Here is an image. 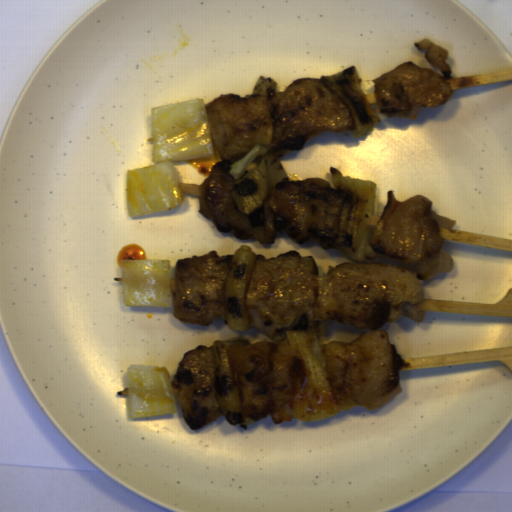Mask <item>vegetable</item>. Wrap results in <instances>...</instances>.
I'll return each mask as SVG.
<instances>
[{
	"label": "vegetable",
	"mask_w": 512,
	"mask_h": 512,
	"mask_svg": "<svg viewBox=\"0 0 512 512\" xmlns=\"http://www.w3.org/2000/svg\"><path fill=\"white\" fill-rule=\"evenodd\" d=\"M228 172L234 178L230 195L238 209L252 225L253 236L265 244L276 241L274 216L268 205V195L288 175L281 165L280 155L273 146L253 144L251 149L228 160Z\"/></svg>",
	"instance_id": "vegetable-3"
},
{
	"label": "vegetable",
	"mask_w": 512,
	"mask_h": 512,
	"mask_svg": "<svg viewBox=\"0 0 512 512\" xmlns=\"http://www.w3.org/2000/svg\"><path fill=\"white\" fill-rule=\"evenodd\" d=\"M123 305L171 308V261L159 258L121 260Z\"/></svg>",
	"instance_id": "vegetable-5"
},
{
	"label": "vegetable",
	"mask_w": 512,
	"mask_h": 512,
	"mask_svg": "<svg viewBox=\"0 0 512 512\" xmlns=\"http://www.w3.org/2000/svg\"><path fill=\"white\" fill-rule=\"evenodd\" d=\"M330 183L344 197L338 224V238L331 245L351 260L364 262L377 259L370 245L375 215L378 186L369 179L344 176L337 168L329 167Z\"/></svg>",
	"instance_id": "vegetable-4"
},
{
	"label": "vegetable",
	"mask_w": 512,
	"mask_h": 512,
	"mask_svg": "<svg viewBox=\"0 0 512 512\" xmlns=\"http://www.w3.org/2000/svg\"><path fill=\"white\" fill-rule=\"evenodd\" d=\"M154 163L125 171L129 218L172 210L182 204L181 176L172 163L212 156L215 150L204 100L189 99L151 109Z\"/></svg>",
	"instance_id": "vegetable-1"
},
{
	"label": "vegetable",
	"mask_w": 512,
	"mask_h": 512,
	"mask_svg": "<svg viewBox=\"0 0 512 512\" xmlns=\"http://www.w3.org/2000/svg\"><path fill=\"white\" fill-rule=\"evenodd\" d=\"M126 375L129 419L178 412L167 367L130 364Z\"/></svg>",
	"instance_id": "vegetable-6"
},
{
	"label": "vegetable",
	"mask_w": 512,
	"mask_h": 512,
	"mask_svg": "<svg viewBox=\"0 0 512 512\" xmlns=\"http://www.w3.org/2000/svg\"><path fill=\"white\" fill-rule=\"evenodd\" d=\"M319 78L337 93L349 108L355 124L352 130L355 139L379 125L380 116L374 112L366 97L360 72L355 65L332 75L319 76Z\"/></svg>",
	"instance_id": "vegetable-9"
},
{
	"label": "vegetable",
	"mask_w": 512,
	"mask_h": 512,
	"mask_svg": "<svg viewBox=\"0 0 512 512\" xmlns=\"http://www.w3.org/2000/svg\"><path fill=\"white\" fill-rule=\"evenodd\" d=\"M325 321H317L314 310L301 311L287 327L284 339L302 367L292 402V416L297 421L326 420L342 411L328 379L322 340Z\"/></svg>",
	"instance_id": "vegetable-2"
},
{
	"label": "vegetable",
	"mask_w": 512,
	"mask_h": 512,
	"mask_svg": "<svg viewBox=\"0 0 512 512\" xmlns=\"http://www.w3.org/2000/svg\"><path fill=\"white\" fill-rule=\"evenodd\" d=\"M223 259L229 269L225 282L226 323L234 331L248 330L251 320L246 309V292L256 261L265 257L254 254L250 245L242 243Z\"/></svg>",
	"instance_id": "vegetable-7"
},
{
	"label": "vegetable",
	"mask_w": 512,
	"mask_h": 512,
	"mask_svg": "<svg viewBox=\"0 0 512 512\" xmlns=\"http://www.w3.org/2000/svg\"><path fill=\"white\" fill-rule=\"evenodd\" d=\"M247 339H214L212 343L215 398L227 423L248 429L252 418L245 417L239 388L233 377L227 351L233 346H248Z\"/></svg>",
	"instance_id": "vegetable-8"
}]
</instances>
